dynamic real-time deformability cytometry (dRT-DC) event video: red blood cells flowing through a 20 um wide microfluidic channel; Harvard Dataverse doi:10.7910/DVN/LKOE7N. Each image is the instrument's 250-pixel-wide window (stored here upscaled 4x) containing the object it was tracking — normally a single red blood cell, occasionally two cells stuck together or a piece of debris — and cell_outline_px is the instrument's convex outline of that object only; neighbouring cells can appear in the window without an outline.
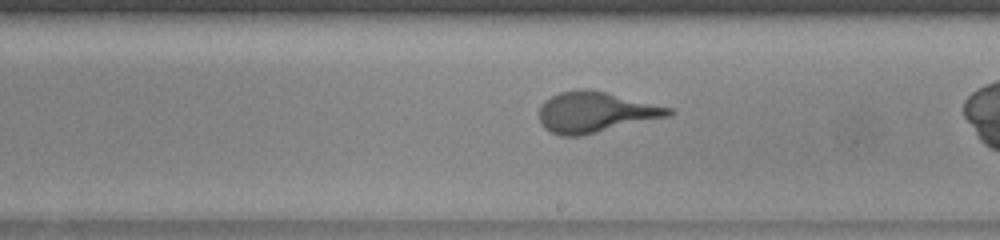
{"species": "human", "species_latin": "Homo sapiens", "temperature_condition": "warm", "stored_images_in_passage": 32, "camera_frame_rate_fps": 3000, "um_per_image_px": 0.085, "donor": {"sex": "female"}, "frame": {"image": 1, "passage_image": 23, "time_ms": 7.333, "image_size_px": [1000, 240], "cell_outline_px": [[676, 112], [672, 116], [584, 136], [560, 136], [544, 128], [540, 124], [540, 104], [544, 100], [560, 92], [580, 88], [588, 88], [672, 108]], "centroid_in_image_um": [50.63, 9.55], "position_along_channel_um": 238.4, "area_um2": 31.1}}